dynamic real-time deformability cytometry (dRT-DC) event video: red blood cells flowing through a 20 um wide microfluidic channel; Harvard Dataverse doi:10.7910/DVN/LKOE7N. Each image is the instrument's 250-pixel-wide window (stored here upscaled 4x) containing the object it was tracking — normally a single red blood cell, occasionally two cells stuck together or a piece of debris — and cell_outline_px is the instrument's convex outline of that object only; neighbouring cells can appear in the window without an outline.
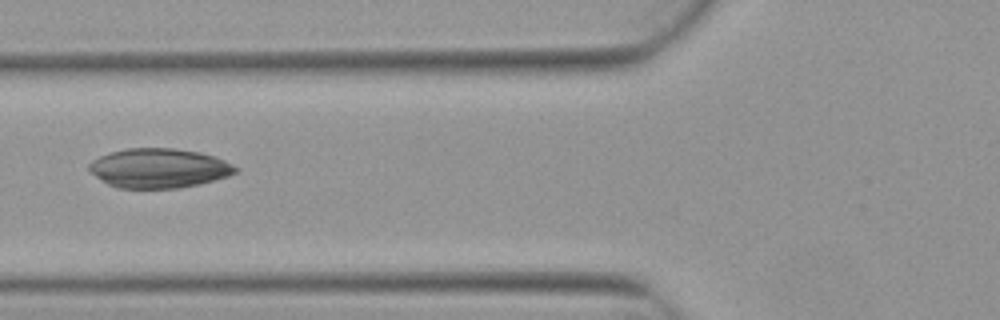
{"species": "Egyptian fruit bat (a non-hibernating species)", "species_latin": "Rousettus aegyptiacus", "temperature_condition": "warm", "stored_images_in_passage": 7, "camera_frame_rate_fps": 3000, "um_per_image_px": 0.085, "animal": {"sex": "female"}, "frame": {"image": 1, "passage_image": 6, "time_ms": 1.667, "image_size_px": [1000, 320], "cell_outline_px": [[240, 168], [236, 172], [228, 176], [200, 184], [180, 188], [116, 188], [108, 184], [96, 176], [88, 168], [88, 164], [92, 160], [100, 156], [112, 152], [128, 148], [172, 148], [200, 152], [216, 156]], "centroid_in_image_um": [13.53, 14.29], "position_along_channel_um": 112.3, "area_um2": 33.7}}
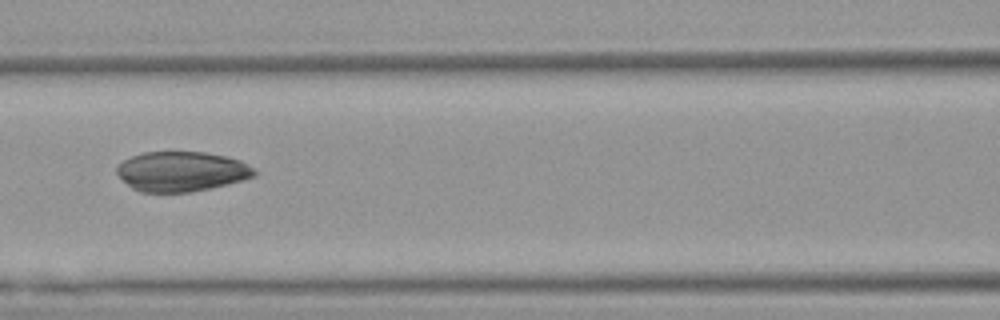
{"frame": {"image": 2, "passage_image": 7, "time_ms": 2.0, "image_size_px": [1000, 320], "cell_outline_px": [[256, 172], [252, 176], [240, 180], [208, 188], [188, 192], [140, 192], [132, 188], [116, 172], [116, 168], [124, 160], [132, 156], [144, 152], [204, 152], [224, 156], [240, 160], [252, 168]], "centroid_in_image_um": [15.38, 14.56], "position_along_channel_um": 151.2, "area_um2": 31.33}}